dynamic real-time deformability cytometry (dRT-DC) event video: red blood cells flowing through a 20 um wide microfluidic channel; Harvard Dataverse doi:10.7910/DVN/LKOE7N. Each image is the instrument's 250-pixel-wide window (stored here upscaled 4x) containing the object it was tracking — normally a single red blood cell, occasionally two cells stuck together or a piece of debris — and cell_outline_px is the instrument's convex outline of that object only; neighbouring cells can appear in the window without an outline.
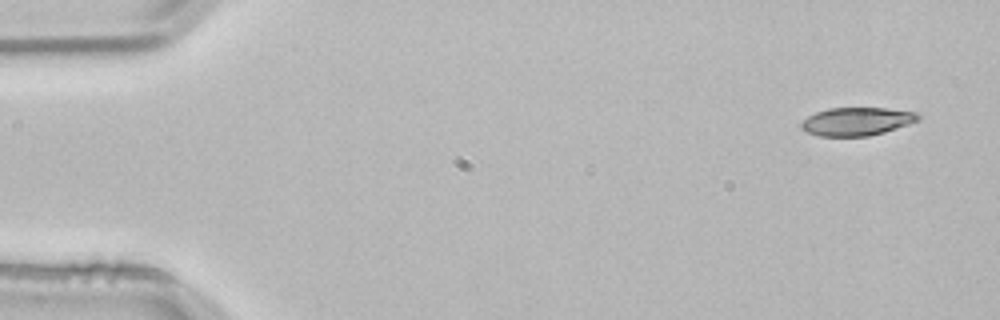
{"species": "common noctule bat (a hibernating species)", "species_latin": "Nyctalus noctula", "temperature_condition": "room temperature", "stored_images_in_passage": 4, "segment_of_instrument_passage": [1, 2], "camera_frame_rate_fps": 3000, "um_per_image_px": 0.085, "animal": {"sex": "male", "body_mass_g": 21.5, "forearm_length_mm": 52.0}, "frame": {"image": 1, "passage_image": 1, "time_ms": 0.0, "image_size_px": [1000, 320], "cell_outline_px": [[920, 120], [884, 132], [868, 136], [820, 136], [808, 132], [800, 128], [800, 124], [808, 116], [816, 112], [828, 108], [888, 108], [916, 112], [920, 116]], "centroid_in_image_um": [72.83, 10.32], "position_along_channel_um": 12.2, "area_um2": 19.13}}